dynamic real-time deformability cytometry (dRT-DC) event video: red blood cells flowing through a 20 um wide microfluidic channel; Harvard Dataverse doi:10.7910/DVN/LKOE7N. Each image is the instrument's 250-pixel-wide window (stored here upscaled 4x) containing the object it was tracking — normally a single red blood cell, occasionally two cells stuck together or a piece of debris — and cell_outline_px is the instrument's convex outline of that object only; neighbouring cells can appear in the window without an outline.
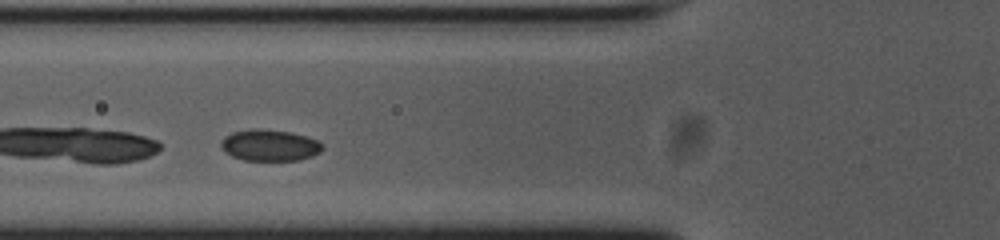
{"species": "common noctule bat (a hibernating species)", "species_latin": "Nyctalus noctula", "temperature_condition": "cold", "stored_images_in_passage": 44, "camera_frame_rate_fps": 3000, "um_per_image_px": 0.085, "animal": {"sex": "female", "body_mass_g": 23.0, "forearm_length_mm": 53.4}, "frame": {"image": 1, "passage_image": 11, "time_ms": 3.333, "image_size_px": [1000, 240], "cell_outline_px": [[324, 148], [320, 152], [312, 156], [300, 160], [244, 160], [232, 156], [224, 152], [220, 144], [224, 136], [232, 132], [252, 128], [288, 132], [308, 136], [320, 140], [324, 144]], "centroid_in_image_um": [22.95, 12.35], "position_along_channel_um": 102.8, "area_um2": 18.73}}
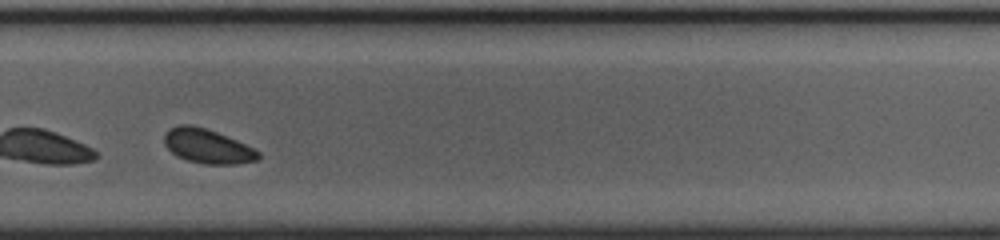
{"frame": {"image": 2, "passage_image": 28, "time_ms": 9.0, "image_size_px": [1000, 240], "cell_outline_px": [[260, 160], [236, 164], [204, 164], [188, 160], [176, 156], [164, 144], [164, 136], [172, 128], [180, 124], [188, 124], [204, 128], [216, 132], [236, 140], [260, 152]], "centroid_in_image_um": [17.65, 12.45], "position_along_channel_um": 312.1, "area_um2": 18.55}}
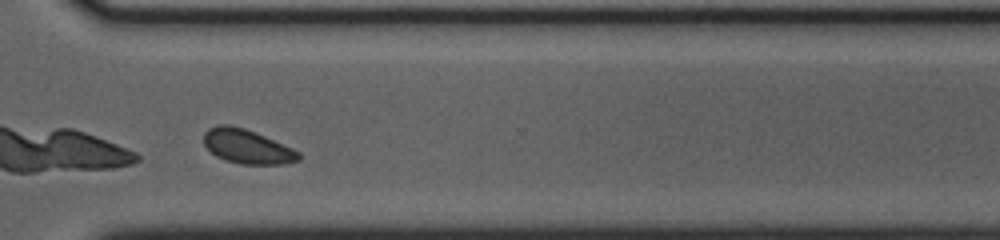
{"frame": {"image": 3, "passage_image": 31, "time_ms": 10.0, "image_size_px": [1000, 240], "cell_outline_px": [[300, 160], [284, 164], [240, 164], [224, 160], [216, 156], [204, 144], [204, 132], [208, 128], [216, 124], [228, 124], [244, 128], [256, 132], [292, 148], [300, 152]], "centroid_in_image_um": [20.99, 12.45], "position_along_channel_um": 349.6, "area_um2": 19.02}, "authors_computed_cell_mechanics": {"area_um2": 19.1318, "velocity_mm_per_s": 3.6963, "shape_relaxation_time_tau1_ms": 1.0625, "shape_relaxation_time_tau2_ms": null, "deformation_change_tau1": 0.0501, "deformation_change_tau2": null}}